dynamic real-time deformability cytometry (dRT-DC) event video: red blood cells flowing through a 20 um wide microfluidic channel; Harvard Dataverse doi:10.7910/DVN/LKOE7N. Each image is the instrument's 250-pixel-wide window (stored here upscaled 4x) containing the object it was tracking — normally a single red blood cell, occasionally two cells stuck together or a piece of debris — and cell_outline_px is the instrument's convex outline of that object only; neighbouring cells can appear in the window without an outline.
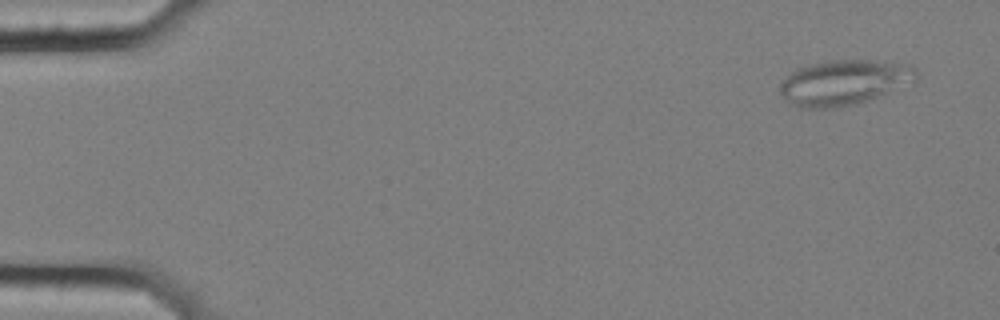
{"species": "common noctule bat (a hibernating species)", "species_latin": "Nyctalus noctula", "temperature_condition": "cold", "stored_images_in_passage": 58, "segment_of_instrument_passage": [1, 2], "camera_frame_rate_fps": 3000, "um_per_image_px": 0.085, "animal": {"sex": "female", "body_mass_g": 25.1}, "frame": {"image": 1, "passage_image": 4, "time_ms": 1.0, "image_size_px": [1000, 320], "cell_outline_px": [[916, 80], [856, 104], [828, 108], [800, 108], [788, 100], [780, 92], [780, 84], [796, 68], [808, 64], [828, 60], [868, 60], [912, 64], [916, 68]], "centroid_in_image_um": [71.73, 6.98], "position_along_channel_um": 13.3, "area_um2": 35.32}}